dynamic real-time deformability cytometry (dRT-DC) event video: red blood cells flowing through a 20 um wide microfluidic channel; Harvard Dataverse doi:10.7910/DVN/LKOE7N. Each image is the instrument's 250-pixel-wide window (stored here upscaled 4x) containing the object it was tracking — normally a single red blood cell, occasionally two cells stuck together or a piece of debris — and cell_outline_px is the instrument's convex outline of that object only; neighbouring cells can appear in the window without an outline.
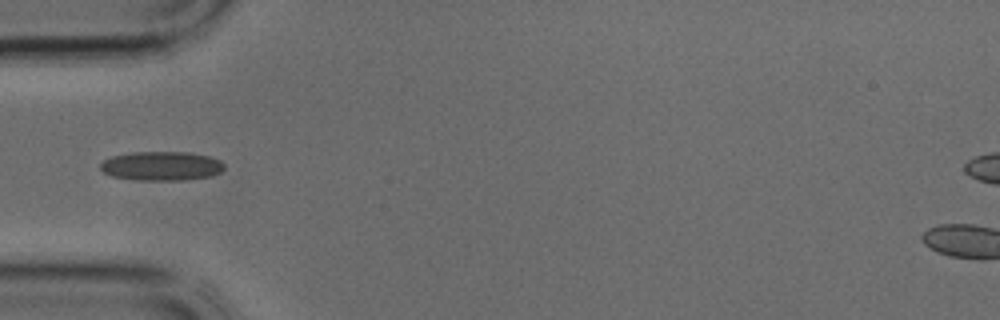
{"species": "common noctule bat (a hibernating species)", "species_latin": "Nyctalus noctula", "temperature_condition": "cold", "stored_images_in_passage": 25, "camera_frame_rate_fps": 3000, "um_per_image_px": 0.085, "animal": {"sex": "male", "body_mass_g": 17.9, "forearm_length_mm": 54.2}, "frame": {"image": 1, "passage_image": 1, "time_ms": 0.0, "image_size_px": [1000, 320], "cell_outline_px": [[224, 168], [220, 172], [212, 176], [184, 180], [136, 180], [112, 176], [104, 172], [100, 168], [100, 164], [104, 160], [112, 156], [132, 152], [192, 152], [208, 156], [220, 160], [224, 164]], "centroid_in_image_um": [13.74, 14.11], "position_along_channel_um": 71.3, "area_um2": 21.1}}
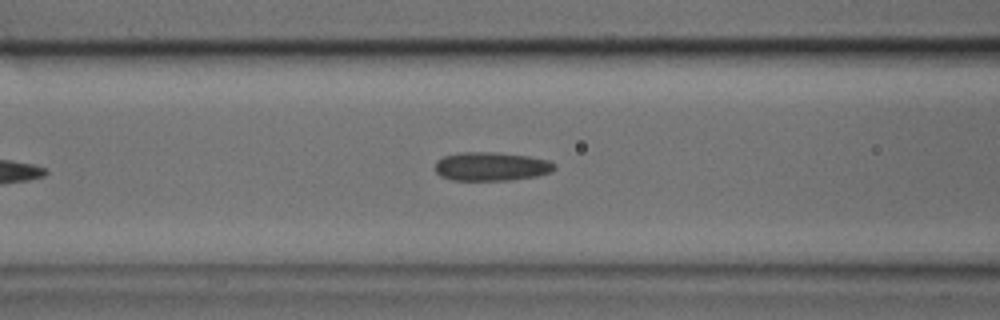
{"frame": {"image": 2, "passage_image": 4, "time_ms": 1.0, "image_size_px": [1000, 320], "cell_outline_px": [[556, 168], [552, 172], [536, 176], [512, 180], [452, 180], [440, 176], [436, 172], [436, 160], [444, 156], [460, 152], [496, 152], [528, 156], [548, 160], [556, 164]], "centroid_in_image_um": [41.77, 14.15], "position_along_channel_um": 124.8, "area_um2": 20.11}}
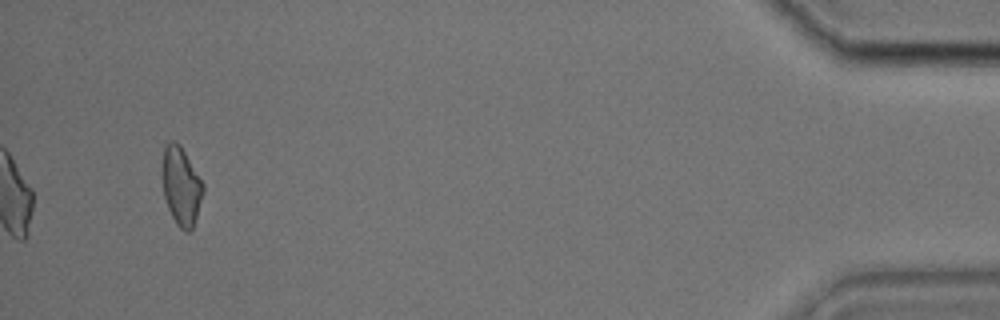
{"frame": {"image": 3, "passage_image": 25, "time_ms": 8.0, "image_size_px": [1000, 320], "cell_outline_px": [[204, 192], [192, 228], [188, 232], [184, 232], [176, 224], [168, 208], [164, 196], [160, 176], [164, 144], [168, 140], [176, 140], [180, 144], [204, 184]], "centroid_in_image_um": [15.36, 15.76], "position_along_channel_um": 419.8, "area_um2": 19.07}}